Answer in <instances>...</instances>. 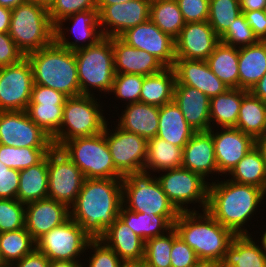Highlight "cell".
<instances>
[{
  "label": "cell",
  "instance_id": "6da1fadb",
  "mask_svg": "<svg viewBox=\"0 0 266 267\" xmlns=\"http://www.w3.org/2000/svg\"><path fill=\"white\" fill-rule=\"evenodd\" d=\"M224 178L209 184L206 211L235 235L252 234L251 219L254 220L257 217L258 223L260 218L258 214L263 216V213L259 212L264 211V208L260 207H266L263 206L266 202L263 201L266 199V193L256 186L239 184L226 176Z\"/></svg>",
  "mask_w": 266,
  "mask_h": 267
},
{
  "label": "cell",
  "instance_id": "7a4b0ae2",
  "mask_svg": "<svg viewBox=\"0 0 266 267\" xmlns=\"http://www.w3.org/2000/svg\"><path fill=\"white\" fill-rule=\"evenodd\" d=\"M122 178L85 179L70 217L91 239H100L119 216Z\"/></svg>",
  "mask_w": 266,
  "mask_h": 267
},
{
  "label": "cell",
  "instance_id": "3957f363",
  "mask_svg": "<svg viewBox=\"0 0 266 267\" xmlns=\"http://www.w3.org/2000/svg\"><path fill=\"white\" fill-rule=\"evenodd\" d=\"M173 228L177 235L194 250L198 259L222 261L235 236L206 210L180 212Z\"/></svg>",
  "mask_w": 266,
  "mask_h": 267
},
{
  "label": "cell",
  "instance_id": "277c9868",
  "mask_svg": "<svg viewBox=\"0 0 266 267\" xmlns=\"http://www.w3.org/2000/svg\"><path fill=\"white\" fill-rule=\"evenodd\" d=\"M26 57L32 66L34 84L52 88L68 98L81 95L74 51L53 41Z\"/></svg>",
  "mask_w": 266,
  "mask_h": 267
},
{
  "label": "cell",
  "instance_id": "5b68a950",
  "mask_svg": "<svg viewBox=\"0 0 266 267\" xmlns=\"http://www.w3.org/2000/svg\"><path fill=\"white\" fill-rule=\"evenodd\" d=\"M102 98L105 97L80 95L66 99L61 127L52 138L54 147L59 148L65 141L97 135L104 131L111 117H116L105 112L107 110Z\"/></svg>",
  "mask_w": 266,
  "mask_h": 267
},
{
  "label": "cell",
  "instance_id": "8992f818",
  "mask_svg": "<svg viewBox=\"0 0 266 267\" xmlns=\"http://www.w3.org/2000/svg\"><path fill=\"white\" fill-rule=\"evenodd\" d=\"M74 53L81 95L100 97L103 95L107 99L116 74L112 37H103L96 44L76 50Z\"/></svg>",
  "mask_w": 266,
  "mask_h": 267
},
{
  "label": "cell",
  "instance_id": "52a82bcc",
  "mask_svg": "<svg viewBox=\"0 0 266 267\" xmlns=\"http://www.w3.org/2000/svg\"><path fill=\"white\" fill-rule=\"evenodd\" d=\"M8 33L25 56L50 45L54 41V25L48 8L26 1L11 9Z\"/></svg>",
  "mask_w": 266,
  "mask_h": 267
},
{
  "label": "cell",
  "instance_id": "ba28073f",
  "mask_svg": "<svg viewBox=\"0 0 266 267\" xmlns=\"http://www.w3.org/2000/svg\"><path fill=\"white\" fill-rule=\"evenodd\" d=\"M156 177V174L144 170L127 173L122 178L123 206L147 215L178 216L180 212L170 202Z\"/></svg>",
  "mask_w": 266,
  "mask_h": 267
},
{
  "label": "cell",
  "instance_id": "9c48e42d",
  "mask_svg": "<svg viewBox=\"0 0 266 267\" xmlns=\"http://www.w3.org/2000/svg\"><path fill=\"white\" fill-rule=\"evenodd\" d=\"M81 170L85 179L123 178L115 168L103 132L65 141L59 147Z\"/></svg>",
  "mask_w": 266,
  "mask_h": 267
},
{
  "label": "cell",
  "instance_id": "30bf717a",
  "mask_svg": "<svg viewBox=\"0 0 266 267\" xmlns=\"http://www.w3.org/2000/svg\"><path fill=\"white\" fill-rule=\"evenodd\" d=\"M161 172L157 173L159 175L156 174L158 176L156 178L170 202L179 212L207 209L210 182L183 167Z\"/></svg>",
  "mask_w": 266,
  "mask_h": 267
},
{
  "label": "cell",
  "instance_id": "8fae6325",
  "mask_svg": "<svg viewBox=\"0 0 266 267\" xmlns=\"http://www.w3.org/2000/svg\"><path fill=\"white\" fill-rule=\"evenodd\" d=\"M91 238L71 217L36 241V249L50 261L82 263ZM82 261V262H81Z\"/></svg>",
  "mask_w": 266,
  "mask_h": 267
},
{
  "label": "cell",
  "instance_id": "7c38bea8",
  "mask_svg": "<svg viewBox=\"0 0 266 267\" xmlns=\"http://www.w3.org/2000/svg\"><path fill=\"white\" fill-rule=\"evenodd\" d=\"M47 161L48 198L70 208L83 186L84 174L60 148L53 147Z\"/></svg>",
  "mask_w": 266,
  "mask_h": 267
},
{
  "label": "cell",
  "instance_id": "4fadbf2b",
  "mask_svg": "<svg viewBox=\"0 0 266 267\" xmlns=\"http://www.w3.org/2000/svg\"><path fill=\"white\" fill-rule=\"evenodd\" d=\"M111 122H107L105 137L115 168L123 176L142 171L147 159L148 140L121 129L114 120Z\"/></svg>",
  "mask_w": 266,
  "mask_h": 267
},
{
  "label": "cell",
  "instance_id": "5bb4252c",
  "mask_svg": "<svg viewBox=\"0 0 266 267\" xmlns=\"http://www.w3.org/2000/svg\"><path fill=\"white\" fill-rule=\"evenodd\" d=\"M33 85L32 66L27 57L0 67V111H26Z\"/></svg>",
  "mask_w": 266,
  "mask_h": 267
},
{
  "label": "cell",
  "instance_id": "9a60e30c",
  "mask_svg": "<svg viewBox=\"0 0 266 267\" xmlns=\"http://www.w3.org/2000/svg\"><path fill=\"white\" fill-rule=\"evenodd\" d=\"M103 37L97 8L69 15L54 25V41L70 51L96 44Z\"/></svg>",
  "mask_w": 266,
  "mask_h": 267
},
{
  "label": "cell",
  "instance_id": "2e32d148",
  "mask_svg": "<svg viewBox=\"0 0 266 267\" xmlns=\"http://www.w3.org/2000/svg\"><path fill=\"white\" fill-rule=\"evenodd\" d=\"M0 144L14 147H54L52 138L26 111H0Z\"/></svg>",
  "mask_w": 266,
  "mask_h": 267
},
{
  "label": "cell",
  "instance_id": "e0dca14e",
  "mask_svg": "<svg viewBox=\"0 0 266 267\" xmlns=\"http://www.w3.org/2000/svg\"><path fill=\"white\" fill-rule=\"evenodd\" d=\"M67 98L52 88L34 84L26 112L37 126L53 138L61 127Z\"/></svg>",
  "mask_w": 266,
  "mask_h": 267
},
{
  "label": "cell",
  "instance_id": "ac0fdd59",
  "mask_svg": "<svg viewBox=\"0 0 266 267\" xmlns=\"http://www.w3.org/2000/svg\"><path fill=\"white\" fill-rule=\"evenodd\" d=\"M119 37L128 45L154 55L166 67H173L176 60L175 40L150 19L127 29Z\"/></svg>",
  "mask_w": 266,
  "mask_h": 267
},
{
  "label": "cell",
  "instance_id": "d6986e66",
  "mask_svg": "<svg viewBox=\"0 0 266 267\" xmlns=\"http://www.w3.org/2000/svg\"><path fill=\"white\" fill-rule=\"evenodd\" d=\"M209 132L212 134L214 142L218 179L227 176L248 151L255 146V140L236 127L214 128L210 129Z\"/></svg>",
  "mask_w": 266,
  "mask_h": 267
},
{
  "label": "cell",
  "instance_id": "ffe728a7",
  "mask_svg": "<svg viewBox=\"0 0 266 267\" xmlns=\"http://www.w3.org/2000/svg\"><path fill=\"white\" fill-rule=\"evenodd\" d=\"M151 0H132L106 6L100 13V29L104 37H119L127 29L150 19Z\"/></svg>",
  "mask_w": 266,
  "mask_h": 267
},
{
  "label": "cell",
  "instance_id": "44dd1931",
  "mask_svg": "<svg viewBox=\"0 0 266 267\" xmlns=\"http://www.w3.org/2000/svg\"><path fill=\"white\" fill-rule=\"evenodd\" d=\"M174 40L176 59L203 61H206L220 43V37L208 21L185 23Z\"/></svg>",
  "mask_w": 266,
  "mask_h": 267
},
{
  "label": "cell",
  "instance_id": "7402d4cb",
  "mask_svg": "<svg viewBox=\"0 0 266 267\" xmlns=\"http://www.w3.org/2000/svg\"><path fill=\"white\" fill-rule=\"evenodd\" d=\"M181 167L199 174L210 183L218 180L214 142L209 131H198L189 139L183 148Z\"/></svg>",
  "mask_w": 266,
  "mask_h": 267
},
{
  "label": "cell",
  "instance_id": "603a6c76",
  "mask_svg": "<svg viewBox=\"0 0 266 267\" xmlns=\"http://www.w3.org/2000/svg\"><path fill=\"white\" fill-rule=\"evenodd\" d=\"M69 218L70 208L50 198L25 205V228L35 241Z\"/></svg>",
  "mask_w": 266,
  "mask_h": 267
},
{
  "label": "cell",
  "instance_id": "cb8c5ba5",
  "mask_svg": "<svg viewBox=\"0 0 266 267\" xmlns=\"http://www.w3.org/2000/svg\"><path fill=\"white\" fill-rule=\"evenodd\" d=\"M175 85L191 86L212 98L224 93L228 87L210 70L206 61L176 59L173 65Z\"/></svg>",
  "mask_w": 266,
  "mask_h": 267
},
{
  "label": "cell",
  "instance_id": "d4e9b609",
  "mask_svg": "<svg viewBox=\"0 0 266 267\" xmlns=\"http://www.w3.org/2000/svg\"><path fill=\"white\" fill-rule=\"evenodd\" d=\"M112 47L116 74L147 76L166 68L154 55L128 45L120 37H112Z\"/></svg>",
  "mask_w": 266,
  "mask_h": 267
},
{
  "label": "cell",
  "instance_id": "484cf974",
  "mask_svg": "<svg viewBox=\"0 0 266 267\" xmlns=\"http://www.w3.org/2000/svg\"><path fill=\"white\" fill-rule=\"evenodd\" d=\"M113 109L117 112L118 119L114 122L123 130L135 133L149 140L157 136L159 125V107L146 103L135 102L128 104L122 109L119 115V104H112ZM118 109V110H117Z\"/></svg>",
  "mask_w": 266,
  "mask_h": 267
},
{
  "label": "cell",
  "instance_id": "4316f807",
  "mask_svg": "<svg viewBox=\"0 0 266 267\" xmlns=\"http://www.w3.org/2000/svg\"><path fill=\"white\" fill-rule=\"evenodd\" d=\"M173 101L180 108L187 123L197 132L211 129L208 96L194 87L175 85Z\"/></svg>",
  "mask_w": 266,
  "mask_h": 267
},
{
  "label": "cell",
  "instance_id": "83f0119b",
  "mask_svg": "<svg viewBox=\"0 0 266 267\" xmlns=\"http://www.w3.org/2000/svg\"><path fill=\"white\" fill-rule=\"evenodd\" d=\"M122 261L143 262L145 241L118 216L100 238Z\"/></svg>",
  "mask_w": 266,
  "mask_h": 267
},
{
  "label": "cell",
  "instance_id": "f1b7e54d",
  "mask_svg": "<svg viewBox=\"0 0 266 267\" xmlns=\"http://www.w3.org/2000/svg\"><path fill=\"white\" fill-rule=\"evenodd\" d=\"M258 231L235 235L224 254L222 267H266V257L255 239Z\"/></svg>",
  "mask_w": 266,
  "mask_h": 267
},
{
  "label": "cell",
  "instance_id": "f546056e",
  "mask_svg": "<svg viewBox=\"0 0 266 267\" xmlns=\"http://www.w3.org/2000/svg\"><path fill=\"white\" fill-rule=\"evenodd\" d=\"M197 131L184 118L180 108L173 101L159 107V125L157 137L184 148Z\"/></svg>",
  "mask_w": 266,
  "mask_h": 267
},
{
  "label": "cell",
  "instance_id": "4dcf8cb0",
  "mask_svg": "<svg viewBox=\"0 0 266 267\" xmlns=\"http://www.w3.org/2000/svg\"><path fill=\"white\" fill-rule=\"evenodd\" d=\"M239 88L250 91L266 74V41L238 48Z\"/></svg>",
  "mask_w": 266,
  "mask_h": 267
},
{
  "label": "cell",
  "instance_id": "1f68e13d",
  "mask_svg": "<svg viewBox=\"0 0 266 267\" xmlns=\"http://www.w3.org/2000/svg\"><path fill=\"white\" fill-rule=\"evenodd\" d=\"M119 217L144 241L170 231L178 218V216H158L152 213L147 215L146 213L133 212L123 205Z\"/></svg>",
  "mask_w": 266,
  "mask_h": 267
},
{
  "label": "cell",
  "instance_id": "d6a6232c",
  "mask_svg": "<svg viewBox=\"0 0 266 267\" xmlns=\"http://www.w3.org/2000/svg\"><path fill=\"white\" fill-rule=\"evenodd\" d=\"M48 198V161L46 157L38 164L19 171L17 200L23 204Z\"/></svg>",
  "mask_w": 266,
  "mask_h": 267
},
{
  "label": "cell",
  "instance_id": "836d02e7",
  "mask_svg": "<svg viewBox=\"0 0 266 267\" xmlns=\"http://www.w3.org/2000/svg\"><path fill=\"white\" fill-rule=\"evenodd\" d=\"M247 90L229 88L210 98L211 129L236 127L242 96Z\"/></svg>",
  "mask_w": 266,
  "mask_h": 267
},
{
  "label": "cell",
  "instance_id": "e575fe53",
  "mask_svg": "<svg viewBox=\"0 0 266 267\" xmlns=\"http://www.w3.org/2000/svg\"><path fill=\"white\" fill-rule=\"evenodd\" d=\"M176 75L173 67L144 77L139 102L161 107L173 102Z\"/></svg>",
  "mask_w": 266,
  "mask_h": 267
},
{
  "label": "cell",
  "instance_id": "d590c367",
  "mask_svg": "<svg viewBox=\"0 0 266 267\" xmlns=\"http://www.w3.org/2000/svg\"><path fill=\"white\" fill-rule=\"evenodd\" d=\"M183 163V148L155 136L148 140L147 159L144 171L154 174L180 168Z\"/></svg>",
  "mask_w": 266,
  "mask_h": 267
},
{
  "label": "cell",
  "instance_id": "8d00e7d4",
  "mask_svg": "<svg viewBox=\"0 0 266 267\" xmlns=\"http://www.w3.org/2000/svg\"><path fill=\"white\" fill-rule=\"evenodd\" d=\"M238 48L220 42L206 59L210 70L228 88H239Z\"/></svg>",
  "mask_w": 266,
  "mask_h": 267
},
{
  "label": "cell",
  "instance_id": "74e56055",
  "mask_svg": "<svg viewBox=\"0 0 266 267\" xmlns=\"http://www.w3.org/2000/svg\"><path fill=\"white\" fill-rule=\"evenodd\" d=\"M236 128L254 140L266 132V103L250 91L242 96Z\"/></svg>",
  "mask_w": 266,
  "mask_h": 267
},
{
  "label": "cell",
  "instance_id": "f35d334b",
  "mask_svg": "<svg viewBox=\"0 0 266 267\" xmlns=\"http://www.w3.org/2000/svg\"><path fill=\"white\" fill-rule=\"evenodd\" d=\"M239 184L253 185L266 193V165L260 150L254 146L226 176Z\"/></svg>",
  "mask_w": 266,
  "mask_h": 267
},
{
  "label": "cell",
  "instance_id": "ab89813d",
  "mask_svg": "<svg viewBox=\"0 0 266 267\" xmlns=\"http://www.w3.org/2000/svg\"><path fill=\"white\" fill-rule=\"evenodd\" d=\"M36 249V241L26 228L0 233V264L11 265Z\"/></svg>",
  "mask_w": 266,
  "mask_h": 267
},
{
  "label": "cell",
  "instance_id": "60d3db41",
  "mask_svg": "<svg viewBox=\"0 0 266 267\" xmlns=\"http://www.w3.org/2000/svg\"><path fill=\"white\" fill-rule=\"evenodd\" d=\"M150 20L173 39L179 35L185 26L176 0H151Z\"/></svg>",
  "mask_w": 266,
  "mask_h": 267
},
{
  "label": "cell",
  "instance_id": "b9f144b4",
  "mask_svg": "<svg viewBox=\"0 0 266 267\" xmlns=\"http://www.w3.org/2000/svg\"><path fill=\"white\" fill-rule=\"evenodd\" d=\"M53 147H14L0 144V161L9 168L22 170L40 163Z\"/></svg>",
  "mask_w": 266,
  "mask_h": 267
},
{
  "label": "cell",
  "instance_id": "7bdbcfd3",
  "mask_svg": "<svg viewBox=\"0 0 266 267\" xmlns=\"http://www.w3.org/2000/svg\"><path fill=\"white\" fill-rule=\"evenodd\" d=\"M208 22L221 37L242 13L239 0H209Z\"/></svg>",
  "mask_w": 266,
  "mask_h": 267
},
{
  "label": "cell",
  "instance_id": "ee69618b",
  "mask_svg": "<svg viewBox=\"0 0 266 267\" xmlns=\"http://www.w3.org/2000/svg\"><path fill=\"white\" fill-rule=\"evenodd\" d=\"M173 228L164 235L145 241L143 263L148 267H171Z\"/></svg>",
  "mask_w": 266,
  "mask_h": 267
},
{
  "label": "cell",
  "instance_id": "f6af8a7d",
  "mask_svg": "<svg viewBox=\"0 0 266 267\" xmlns=\"http://www.w3.org/2000/svg\"><path fill=\"white\" fill-rule=\"evenodd\" d=\"M145 76L136 74H115L112 89L108 96L122 102V106L139 102ZM114 97V98H113Z\"/></svg>",
  "mask_w": 266,
  "mask_h": 267
},
{
  "label": "cell",
  "instance_id": "bcb514c9",
  "mask_svg": "<svg viewBox=\"0 0 266 267\" xmlns=\"http://www.w3.org/2000/svg\"><path fill=\"white\" fill-rule=\"evenodd\" d=\"M86 252H88V254L85 253L86 256L84 257L86 258L83 259V261H85L82 262V267H119L123 262L121 258L100 239H91L87 245ZM87 255L89 256L87 257Z\"/></svg>",
  "mask_w": 266,
  "mask_h": 267
},
{
  "label": "cell",
  "instance_id": "7dc6e473",
  "mask_svg": "<svg viewBox=\"0 0 266 267\" xmlns=\"http://www.w3.org/2000/svg\"><path fill=\"white\" fill-rule=\"evenodd\" d=\"M223 44L241 48L259 42L243 13L229 26L228 30L220 37Z\"/></svg>",
  "mask_w": 266,
  "mask_h": 267
},
{
  "label": "cell",
  "instance_id": "c3c4849f",
  "mask_svg": "<svg viewBox=\"0 0 266 267\" xmlns=\"http://www.w3.org/2000/svg\"><path fill=\"white\" fill-rule=\"evenodd\" d=\"M25 228V204L17 199H0V233Z\"/></svg>",
  "mask_w": 266,
  "mask_h": 267
},
{
  "label": "cell",
  "instance_id": "681fc988",
  "mask_svg": "<svg viewBox=\"0 0 266 267\" xmlns=\"http://www.w3.org/2000/svg\"><path fill=\"white\" fill-rule=\"evenodd\" d=\"M97 8V0H54L48 8L50 20L55 25L61 19Z\"/></svg>",
  "mask_w": 266,
  "mask_h": 267
},
{
  "label": "cell",
  "instance_id": "f907efd6",
  "mask_svg": "<svg viewBox=\"0 0 266 267\" xmlns=\"http://www.w3.org/2000/svg\"><path fill=\"white\" fill-rule=\"evenodd\" d=\"M171 267H193L198 257L173 228V247L170 254Z\"/></svg>",
  "mask_w": 266,
  "mask_h": 267
},
{
  "label": "cell",
  "instance_id": "816d5d0a",
  "mask_svg": "<svg viewBox=\"0 0 266 267\" xmlns=\"http://www.w3.org/2000/svg\"><path fill=\"white\" fill-rule=\"evenodd\" d=\"M185 23L204 22L209 17V0H176Z\"/></svg>",
  "mask_w": 266,
  "mask_h": 267
},
{
  "label": "cell",
  "instance_id": "f5cc1de1",
  "mask_svg": "<svg viewBox=\"0 0 266 267\" xmlns=\"http://www.w3.org/2000/svg\"><path fill=\"white\" fill-rule=\"evenodd\" d=\"M25 57L9 33H0V67L16 64Z\"/></svg>",
  "mask_w": 266,
  "mask_h": 267
},
{
  "label": "cell",
  "instance_id": "db71d44e",
  "mask_svg": "<svg viewBox=\"0 0 266 267\" xmlns=\"http://www.w3.org/2000/svg\"><path fill=\"white\" fill-rule=\"evenodd\" d=\"M19 171L9 168L0 172V199H17Z\"/></svg>",
  "mask_w": 266,
  "mask_h": 267
},
{
  "label": "cell",
  "instance_id": "11a10c76",
  "mask_svg": "<svg viewBox=\"0 0 266 267\" xmlns=\"http://www.w3.org/2000/svg\"><path fill=\"white\" fill-rule=\"evenodd\" d=\"M259 41H266V15L264 10L242 12Z\"/></svg>",
  "mask_w": 266,
  "mask_h": 267
},
{
  "label": "cell",
  "instance_id": "9f6ffc18",
  "mask_svg": "<svg viewBox=\"0 0 266 267\" xmlns=\"http://www.w3.org/2000/svg\"><path fill=\"white\" fill-rule=\"evenodd\" d=\"M50 263L49 258L42 252L35 249L32 253L24 256L11 264L12 267H48Z\"/></svg>",
  "mask_w": 266,
  "mask_h": 267
},
{
  "label": "cell",
  "instance_id": "6f0895ef",
  "mask_svg": "<svg viewBox=\"0 0 266 267\" xmlns=\"http://www.w3.org/2000/svg\"><path fill=\"white\" fill-rule=\"evenodd\" d=\"M241 12L264 10L266 0H239Z\"/></svg>",
  "mask_w": 266,
  "mask_h": 267
},
{
  "label": "cell",
  "instance_id": "680465c9",
  "mask_svg": "<svg viewBox=\"0 0 266 267\" xmlns=\"http://www.w3.org/2000/svg\"><path fill=\"white\" fill-rule=\"evenodd\" d=\"M11 23V9L0 6V33H8Z\"/></svg>",
  "mask_w": 266,
  "mask_h": 267
},
{
  "label": "cell",
  "instance_id": "91938a15",
  "mask_svg": "<svg viewBox=\"0 0 266 267\" xmlns=\"http://www.w3.org/2000/svg\"><path fill=\"white\" fill-rule=\"evenodd\" d=\"M250 92L266 103V74L256 83Z\"/></svg>",
  "mask_w": 266,
  "mask_h": 267
},
{
  "label": "cell",
  "instance_id": "94428289",
  "mask_svg": "<svg viewBox=\"0 0 266 267\" xmlns=\"http://www.w3.org/2000/svg\"><path fill=\"white\" fill-rule=\"evenodd\" d=\"M193 267H222V261L215 259H198Z\"/></svg>",
  "mask_w": 266,
  "mask_h": 267
},
{
  "label": "cell",
  "instance_id": "6125c7cd",
  "mask_svg": "<svg viewBox=\"0 0 266 267\" xmlns=\"http://www.w3.org/2000/svg\"><path fill=\"white\" fill-rule=\"evenodd\" d=\"M255 146L260 150L266 165V132L255 140Z\"/></svg>",
  "mask_w": 266,
  "mask_h": 267
},
{
  "label": "cell",
  "instance_id": "be15d7a7",
  "mask_svg": "<svg viewBox=\"0 0 266 267\" xmlns=\"http://www.w3.org/2000/svg\"><path fill=\"white\" fill-rule=\"evenodd\" d=\"M81 264L82 263L78 262L56 260V261H50L48 267H82Z\"/></svg>",
  "mask_w": 266,
  "mask_h": 267
},
{
  "label": "cell",
  "instance_id": "e7e4bbea",
  "mask_svg": "<svg viewBox=\"0 0 266 267\" xmlns=\"http://www.w3.org/2000/svg\"><path fill=\"white\" fill-rule=\"evenodd\" d=\"M128 1L132 0H97V9L99 10L100 13L108 5L122 4Z\"/></svg>",
  "mask_w": 266,
  "mask_h": 267
},
{
  "label": "cell",
  "instance_id": "03108f58",
  "mask_svg": "<svg viewBox=\"0 0 266 267\" xmlns=\"http://www.w3.org/2000/svg\"><path fill=\"white\" fill-rule=\"evenodd\" d=\"M262 230H260V235H258L259 237H255V239L258 241V243L260 244L261 246V249H262V252L264 253L265 257H266V225H262ZM264 230V231H263Z\"/></svg>",
  "mask_w": 266,
  "mask_h": 267
},
{
  "label": "cell",
  "instance_id": "003e7915",
  "mask_svg": "<svg viewBox=\"0 0 266 267\" xmlns=\"http://www.w3.org/2000/svg\"><path fill=\"white\" fill-rule=\"evenodd\" d=\"M26 1H28V0H0V6L6 7L9 9H14L18 5H20L21 3H24Z\"/></svg>",
  "mask_w": 266,
  "mask_h": 267
},
{
  "label": "cell",
  "instance_id": "a7ac6f4b",
  "mask_svg": "<svg viewBox=\"0 0 266 267\" xmlns=\"http://www.w3.org/2000/svg\"><path fill=\"white\" fill-rule=\"evenodd\" d=\"M31 2H34L36 4H40L42 6H45L46 8H49V6L52 4L54 0H28Z\"/></svg>",
  "mask_w": 266,
  "mask_h": 267
},
{
  "label": "cell",
  "instance_id": "89a4df30",
  "mask_svg": "<svg viewBox=\"0 0 266 267\" xmlns=\"http://www.w3.org/2000/svg\"><path fill=\"white\" fill-rule=\"evenodd\" d=\"M119 267H138V262L123 261Z\"/></svg>",
  "mask_w": 266,
  "mask_h": 267
},
{
  "label": "cell",
  "instance_id": "2644e50d",
  "mask_svg": "<svg viewBox=\"0 0 266 267\" xmlns=\"http://www.w3.org/2000/svg\"><path fill=\"white\" fill-rule=\"evenodd\" d=\"M9 167H6L1 161H0V172L3 170H8Z\"/></svg>",
  "mask_w": 266,
  "mask_h": 267
},
{
  "label": "cell",
  "instance_id": "8c879c8a",
  "mask_svg": "<svg viewBox=\"0 0 266 267\" xmlns=\"http://www.w3.org/2000/svg\"><path fill=\"white\" fill-rule=\"evenodd\" d=\"M138 267H148L143 262H138Z\"/></svg>",
  "mask_w": 266,
  "mask_h": 267
},
{
  "label": "cell",
  "instance_id": "753ad0ef",
  "mask_svg": "<svg viewBox=\"0 0 266 267\" xmlns=\"http://www.w3.org/2000/svg\"><path fill=\"white\" fill-rule=\"evenodd\" d=\"M0 267H12L11 265L0 264Z\"/></svg>",
  "mask_w": 266,
  "mask_h": 267
}]
</instances>
